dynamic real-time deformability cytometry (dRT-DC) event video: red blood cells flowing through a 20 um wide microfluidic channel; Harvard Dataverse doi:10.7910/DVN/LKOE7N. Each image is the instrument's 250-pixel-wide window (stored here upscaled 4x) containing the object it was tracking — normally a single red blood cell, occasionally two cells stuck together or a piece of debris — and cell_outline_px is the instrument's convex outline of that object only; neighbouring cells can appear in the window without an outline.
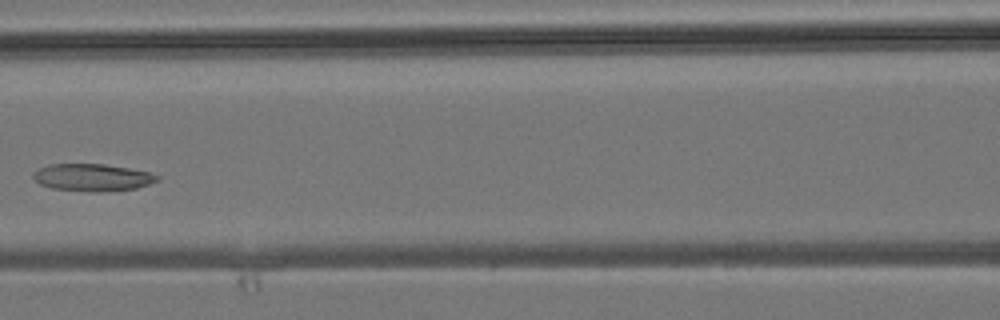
{"species": "common noctule bat (a hibernating species)", "species_latin": "Nyctalus noctula", "temperature_condition": "room temperature", "stored_images_in_passage": 4, "camera_frame_rate_fps": 3000, "um_per_image_px": 0.085, "animal": {"sex": "male", "body_mass_g": 19.2, "forearm_length_mm": 51.8}, "frame": {"image": 1, "passage_image": 3, "time_ms": 2.333, "image_size_px": [1000, 320], "cell_outline_px": [[160, 180], [136, 188], [96, 192], [92, 192], [52, 188], [40, 184], [32, 176], [32, 172], [48, 164], [104, 164], [128, 168], [148, 172], [160, 176]], "centroid_in_image_um": [7.84, 15.08], "position_along_channel_um": 158.8, "area_um2": 19.59}}
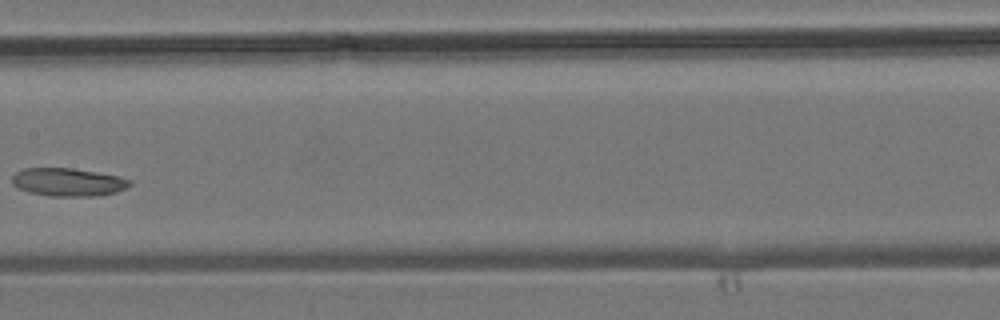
{"frame": {"image": 2, "passage_image": 4, "time_ms": 3.333, "image_size_px": [1000, 320], "cell_outline_px": [[132, 184], [116, 192], [100, 196], [48, 196], [28, 192], [16, 188], [12, 184], [12, 176], [16, 172], [24, 168], [72, 168], [120, 176], [132, 180]], "centroid_in_image_um": [5.77, 15.48], "position_along_channel_um": 201.6, "area_um2": 19.48}}